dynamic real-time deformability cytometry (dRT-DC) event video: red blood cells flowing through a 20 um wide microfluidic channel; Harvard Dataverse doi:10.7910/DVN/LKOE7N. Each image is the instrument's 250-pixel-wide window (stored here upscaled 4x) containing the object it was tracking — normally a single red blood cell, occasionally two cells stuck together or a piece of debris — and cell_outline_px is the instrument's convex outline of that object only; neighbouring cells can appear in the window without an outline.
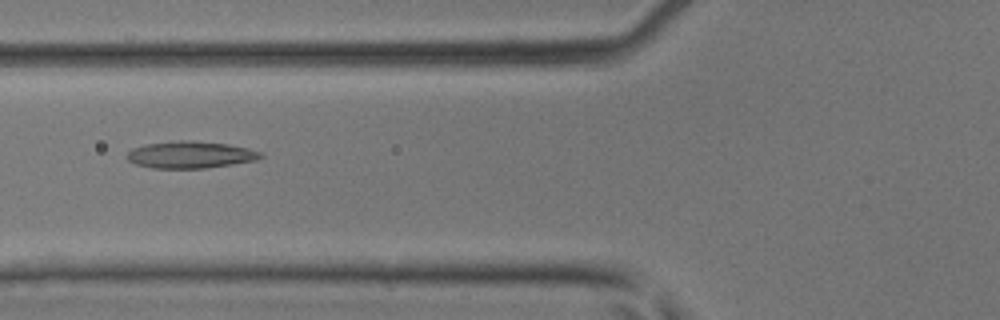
{"species": "common noctule bat (a hibernating species)", "species_latin": "Nyctalus noctula", "temperature_condition": "room temperature", "stored_images_in_passage": 26, "camera_frame_rate_fps": 3000, "um_per_image_px": 0.085, "animal": {"sex": "male", "body_mass_g": 17.9, "forearm_length_mm": 54.2}, "frame": {"image": 1, "passage_image": 8, "time_ms": 2.333, "image_size_px": [1000, 320], "cell_outline_px": [[264, 156], [256, 160], [232, 164], [204, 168], [152, 168], [136, 164], [128, 160], [124, 156], [132, 148], [148, 144], [180, 140], [192, 140], [228, 144], [248, 148], [260, 152]], "centroid_in_image_um": [16.17, 13.15], "position_along_channel_um": 109.6, "area_um2": 20.92}}
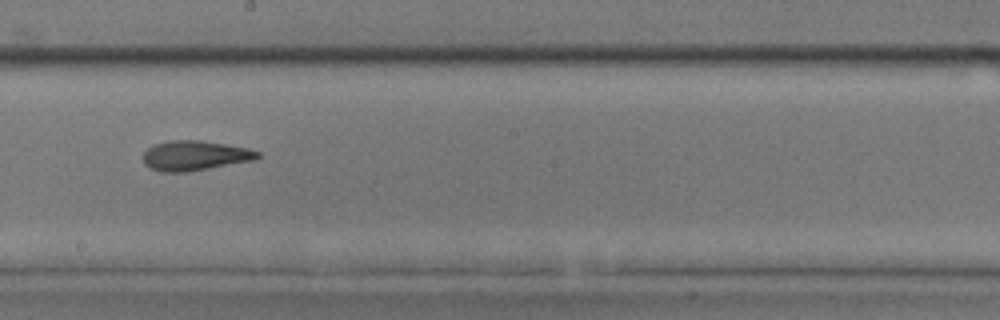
{"frame": {"image": 2, "passage_image": 16, "time_ms": 5.0, "image_size_px": [1000, 320], "cell_outline_px": [[260, 156], [256, 160], [188, 172], [160, 172], [148, 168], [144, 164], [144, 152], [152, 144], [168, 140], [200, 140], [248, 148], [260, 152]], "centroid_in_image_um": [16.55, 13.23], "position_along_channel_um": 231.7, "area_um2": 20.17}}
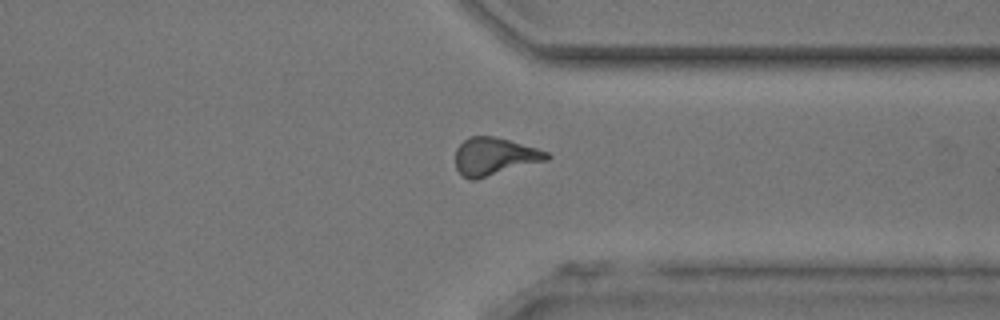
{"frame": {"image": 3, "passage_image": 25, "time_ms": 8.0, "image_size_px": [1000, 320], "cell_outline_px": [[552, 156], [548, 160], [476, 180], [468, 180], [456, 168], [456, 148], [468, 136], [496, 136], [536, 148], [548, 152]], "centroid_in_image_um": [42.04, 13.3], "position_along_channel_um": 369.4, "area_um2": 20.17}}